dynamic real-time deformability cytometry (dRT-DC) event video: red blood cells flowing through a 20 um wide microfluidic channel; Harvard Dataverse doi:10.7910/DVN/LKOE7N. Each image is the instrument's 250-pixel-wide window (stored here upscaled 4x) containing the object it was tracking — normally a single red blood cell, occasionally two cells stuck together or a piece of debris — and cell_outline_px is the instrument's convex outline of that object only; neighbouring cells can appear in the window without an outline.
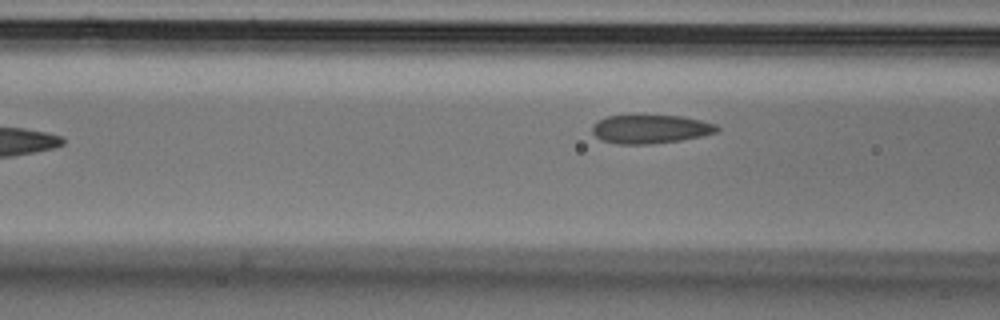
{"species": "Egyptian fruit bat (a non-hibernating species)", "species_latin": "Rousettus aegyptiacus", "temperature_condition": "cold", "stored_images_in_passage": 3, "camera_frame_rate_fps": 3000, "um_per_image_px": 0.085, "animal": {"sex": "male"}, "frame": {"image": 1, "passage_image": 3, "time_ms": 0.667, "image_size_px": [1000, 320], "cell_outline_px": [[720, 128], [716, 132], [700, 136], [680, 140], [648, 144], [620, 144], [600, 140], [592, 132], [592, 124], [608, 116], [636, 112], [680, 116], [700, 120], [716, 124]], "centroid_in_image_um": [55.23, 10.92], "position_along_channel_um": 111.4, "area_um2": 21.56}}